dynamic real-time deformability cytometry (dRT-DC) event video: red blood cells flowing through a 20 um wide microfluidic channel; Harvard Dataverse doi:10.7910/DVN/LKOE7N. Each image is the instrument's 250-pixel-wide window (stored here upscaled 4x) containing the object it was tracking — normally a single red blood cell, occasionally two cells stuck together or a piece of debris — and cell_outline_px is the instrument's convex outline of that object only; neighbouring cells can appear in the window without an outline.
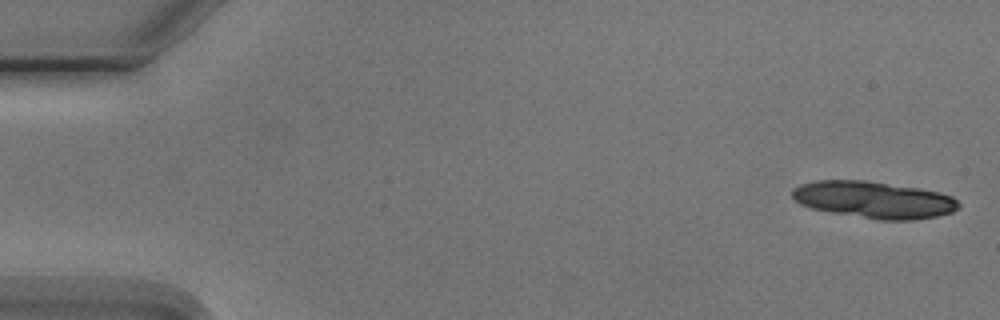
{"species": "Egyptian fruit bat (a non-hibernating species)", "species_latin": "Rousettus aegyptiacus", "temperature_condition": "cold", "stored_images_in_passage": 3, "camera_frame_rate_fps": 3000, "um_per_image_px": 0.085, "animal": {"sex": "male"}, "frame": {"image": 1, "passage_image": 1, "time_ms": 0.0, "image_size_px": [1000, 320], "cell_outline_px": [[960, 208], [952, 212], [936, 216], [912, 220], [880, 220], [832, 212], [812, 208], [800, 204], [792, 196], [792, 188], [800, 184], [816, 180], [864, 180], [920, 188], [940, 192], [952, 196], [960, 204]], "centroid_in_image_um": [74.29, 16.97], "position_along_channel_um": 10.7, "area_um2": 35.72}}